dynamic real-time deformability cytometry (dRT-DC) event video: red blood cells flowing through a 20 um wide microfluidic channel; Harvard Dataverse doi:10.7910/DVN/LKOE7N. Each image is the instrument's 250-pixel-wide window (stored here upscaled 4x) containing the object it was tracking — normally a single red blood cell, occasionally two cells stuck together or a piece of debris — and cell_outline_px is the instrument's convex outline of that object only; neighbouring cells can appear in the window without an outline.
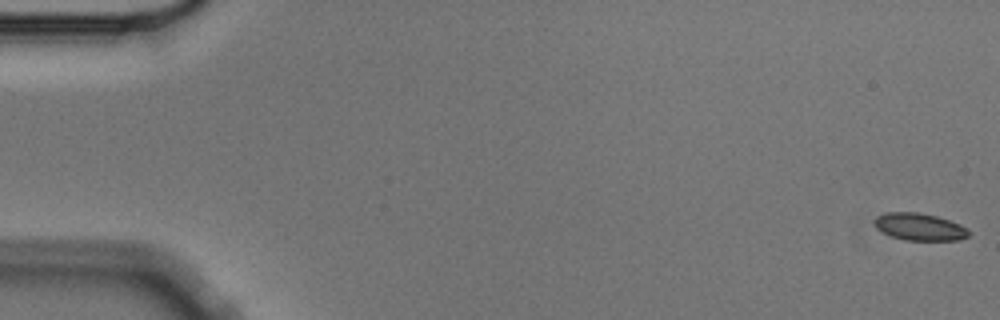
{"species": "Egyptian fruit bat (a non-hibernating species)", "species_latin": "Rousettus aegyptiacus", "temperature_condition": "cold", "stored_images_in_passage": 6, "camera_frame_rate_fps": 3000, "um_per_image_px": 0.085, "animal": {"sex": "male"}, "frame": {"image": 1, "passage_image": 1, "time_ms": 0.0, "image_size_px": [1000, 320], "cell_outline_px": [[968, 236], [960, 240], [904, 240], [880, 232], [876, 228], [872, 220], [876, 216], [884, 212], [916, 212], [936, 216], [960, 224], [968, 228]], "centroid_in_image_um": [78.11, 19.27], "position_along_channel_um": 6.9, "area_um2": 15.09}}
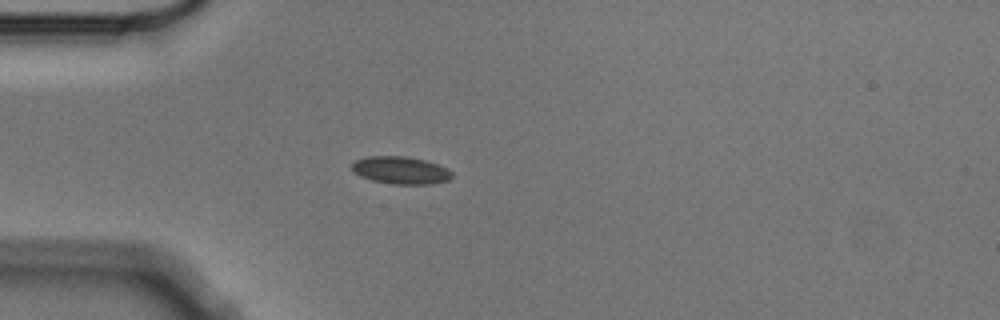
{"frame": {"image": 2, "passage_image": 5, "time_ms": 1.333, "image_size_px": [1000, 320], "cell_outline_px": [[452, 176], [448, 180], [432, 184], [392, 184], [372, 180], [360, 176], [352, 172], [352, 164], [356, 160], [368, 156], [404, 156], [424, 160], [448, 168], [452, 172]], "centroid_in_image_um": [34.05, 14.47], "position_along_channel_um": 51.0, "area_um2": 16.01}}